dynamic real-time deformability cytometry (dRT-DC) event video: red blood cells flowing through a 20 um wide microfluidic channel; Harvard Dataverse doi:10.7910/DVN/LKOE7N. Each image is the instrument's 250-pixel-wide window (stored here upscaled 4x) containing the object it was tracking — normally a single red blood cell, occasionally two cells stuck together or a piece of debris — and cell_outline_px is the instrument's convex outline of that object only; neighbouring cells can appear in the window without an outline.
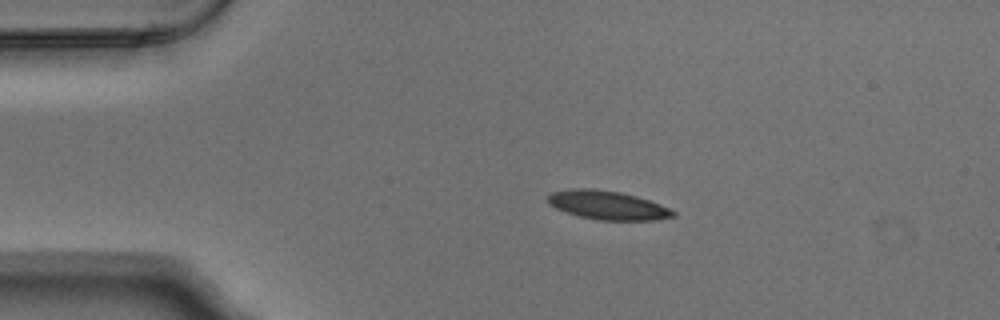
{"species": "Egyptian fruit bat (a non-hibernating species)", "species_latin": "Rousettus aegyptiacus", "temperature_condition": "warm", "stored_images_in_passage": 5, "camera_frame_rate_fps": 3000, "um_per_image_px": 0.085, "animal": {"sex": "male"}, "frame": {"image": 1, "passage_image": 3, "time_ms": 0.667, "image_size_px": [1000, 320], "cell_outline_px": [[676, 216], [656, 220], [596, 220], [580, 216], [556, 208], [548, 204], [548, 196], [552, 192], [568, 188], [592, 188], [620, 192], [636, 196], [660, 204], [676, 212]], "centroid_in_image_um": [51.64, 17.43], "position_along_channel_um": 33.4, "area_um2": 20.98}}
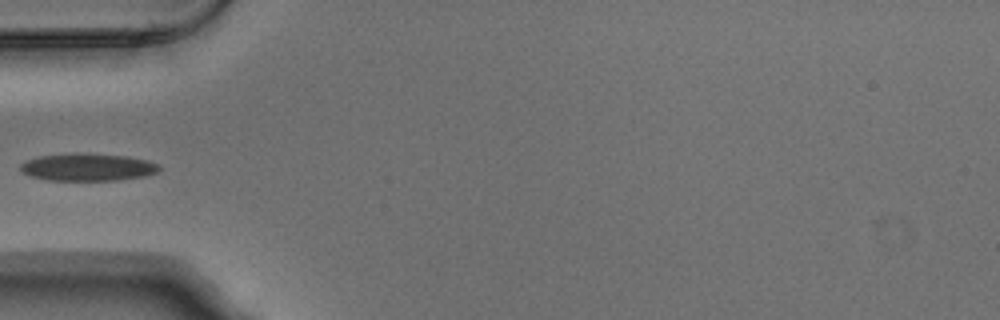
{"frame": {"image": 2, "passage_image": 5, "time_ms": 1.333, "image_size_px": [1000, 320], "cell_outline_px": [[160, 168], [156, 172], [144, 176], [116, 180], [48, 180], [32, 176], [24, 172], [20, 168], [20, 164], [24, 160], [40, 156], [72, 152], [88, 152], [128, 156], [148, 160], [160, 164]], "centroid_in_image_um": [7.46, 14.18], "position_along_channel_um": 77.5, "area_um2": 22.48}}